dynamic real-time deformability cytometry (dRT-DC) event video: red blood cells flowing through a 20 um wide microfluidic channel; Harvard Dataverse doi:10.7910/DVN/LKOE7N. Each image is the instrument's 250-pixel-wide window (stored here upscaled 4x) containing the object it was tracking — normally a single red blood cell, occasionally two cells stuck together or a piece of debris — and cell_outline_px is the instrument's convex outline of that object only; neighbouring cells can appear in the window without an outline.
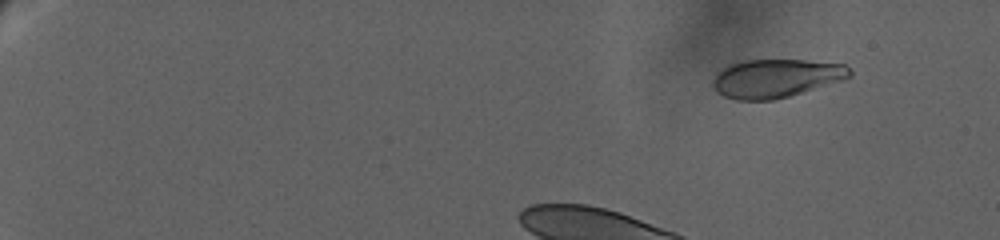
{"species": "human", "species_latin": "Homo sapiens", "temperature_condition": "warm", "stored_images_in_passage": 34, "camera_frame_rate_fps": 3000, "um_per_image_px": 0.085, "donor": {"sex": "female"}, "frame": {"image": 1, "passage_image": 14, "time_ms": 3.0, "image_size_px": [1000, 240], "cell_outline_px": [[852, 76], [844, 80], [788, 96], [772, 100], [736, 100], [724, 96], [716, 92], [712, 88], [712, 80], [720, 68], [728, 64], [740, 60], [804, 60], [844, 64], [852, 72]], "centroid_in_image_um": [65.91, 6.65], "position_along_channel_um": 19.1, "area_um2": 30.92}}